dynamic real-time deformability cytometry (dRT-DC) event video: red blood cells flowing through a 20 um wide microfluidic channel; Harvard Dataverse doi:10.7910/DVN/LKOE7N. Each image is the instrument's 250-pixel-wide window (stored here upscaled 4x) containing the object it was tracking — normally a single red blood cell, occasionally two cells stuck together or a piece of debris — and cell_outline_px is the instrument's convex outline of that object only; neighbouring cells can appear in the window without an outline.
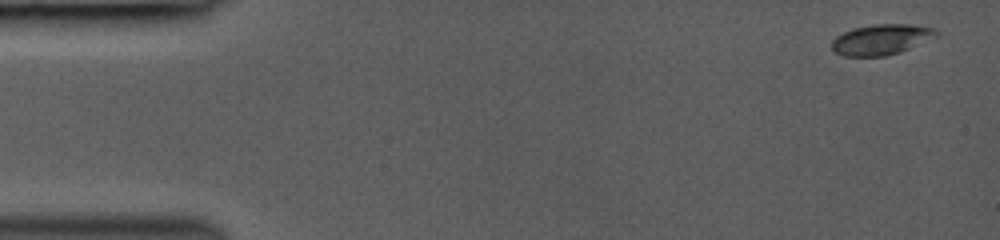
{"species": "common noctule bat (a hibernating species)", "species_latin": "Nyctalus noctula", "temperature_condition": "room temperature", "stored_images_in_passage": 12, "camera_frame_rate_fps": 3000, "um_per_image_px": 0.085, "animal": {"sex": "female", "body_mass_g": 19.0, "forearm_length_mm": 53.3}, "frame": {"image": 1, "passage_image": 1, "time_ms": 0.0, "image_size_px": [1000, 240], "cell_outline_px": [[940, 36], [900, 52], [884, 56], [844, 56], [836, 52], [832, 48], [832, 40], [836, 36], [852, 28], [872, 24], [912, 24], [932, 28], [940, 32]], "centroid_in_image_um": [74.94, 3.35], "position_along_channel_um": 10.1, "area_um2": 18.73}}
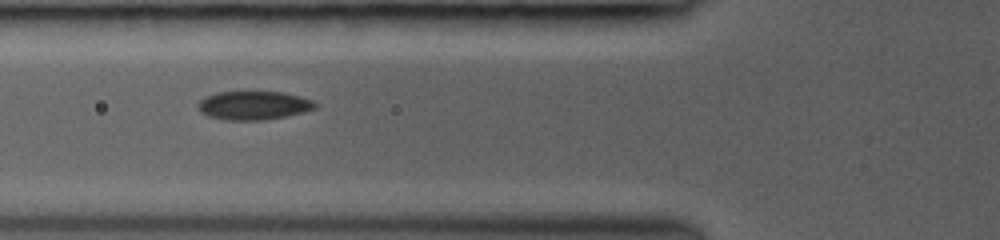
{"frame": {"image": 2, "passage_image": 8, "time_ms": 5.333, "image_size_px": [1000, 240], "cell_outline_px": [[316, 108], [304, 112], [288, 116], [264, 120], [228, 120], [208, 116], [200, 112], [196, 104], [200, 100], [216, 92], [284, 92], [312, 100], [316, 104]], "centroid_in_image_um": [21.55, 8.97], "position_along_channel_um": 104.2, "area_um2": 19.54}}
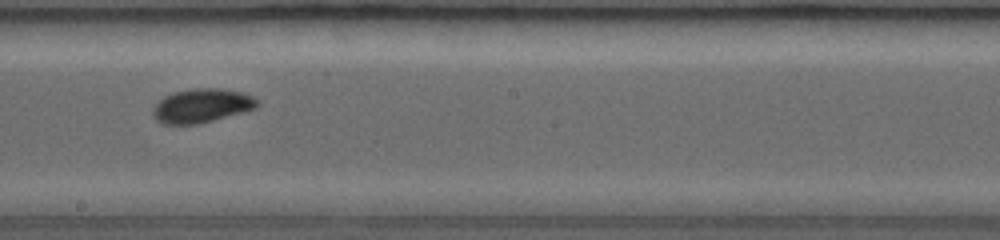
{"frame": {"image": 3, "passage_image": 11, "time_ms": 8.333, "image_size_px": [1000, 240], "cell_outline_px": [[260, 104], [256, 108], [244, 112], [200, 124], [160, 124], [152, 116], [152, 108], [164, 96], [176, 92], [192, 88], [220, 88], [240, 92], [252, 96]], "centroid_in_image_um": [17.13, 9.0], "position_along_channel_um": 231.1, "area_um2": 20.75}}